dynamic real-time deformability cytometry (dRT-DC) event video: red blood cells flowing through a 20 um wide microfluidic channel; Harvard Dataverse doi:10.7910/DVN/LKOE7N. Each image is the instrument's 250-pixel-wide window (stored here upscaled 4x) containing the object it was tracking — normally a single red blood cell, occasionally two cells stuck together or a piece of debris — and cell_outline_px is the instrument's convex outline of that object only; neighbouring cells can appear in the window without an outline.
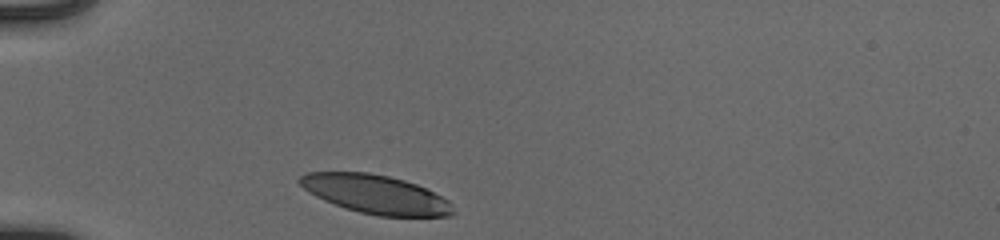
{"species": "human", "species_latin": "Homo sapiens", "temperature_condition": "cold", "stored_images_in_passage": 30, "camera_frame_rate_fps": 3000, "um_per_image_px": 0.085, "donor": {"sex": "male"}, "frame": {"image": 1, "passage_image": 1, "time_ms": 0.0, "image_size_px": [1000, 240], "cell_outline_px": [[456, 212], [452, 216], [376, 216], [344, 208], [324, 200], [308, 192], [296, 180], [304, 172], [368, 172], [388, 176], [404, 180], [416, 184], [448, 200], [452, 204]], "centroid_in_image_um": [31.91, 16.51], "position_along_channel_um": 53.1, "area_um2": 34.62}}
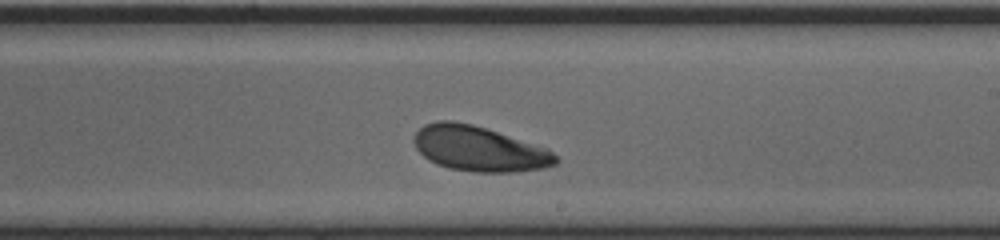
{"frame": {"image": 2, "passage_image": 18, "time_ms": 5.667, "image_size_px": [1000, 240], "cell_outline_px": [[560, 160], [556, 164], [544, 168], [512, 172], [472, 172], [448, 168], [436, 164], [428, 160], [416, 148], [412, 140], [416, 132], [424, 124], [436, 120], [452, 120], [472, 124], [548, 148]], "centroid_in_image_um": [40.7, 12.64], "position_along_channel_um": 248.3, "area_um2": 37.4}}
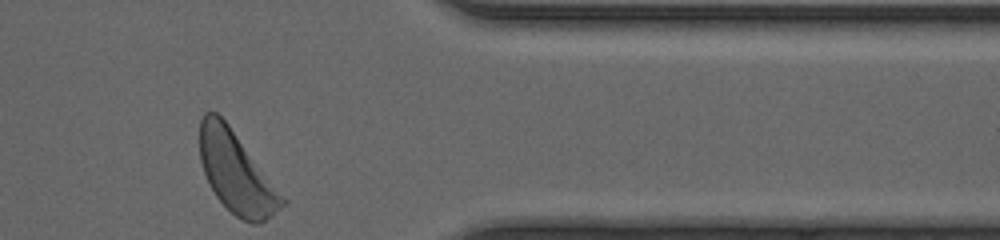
{"frame": {"image": 3, "passage_image": 30, "time_ms": 9.667, "image_size_px": [1000, 240], "cell_outline_px": [[288, 200], [272, 216], [260, 224], [252, 224], [236, 216], [216, 196], [204, 172], [200, 160], [200, 120], [204, 112], [216, 112], [228, 124]], "centroid_in_image_um": [20.11, 14.68], "position_along_channel_um": 391.3, "area_um2": 38.49}, "authors_computed_cell_mechanics": {"area_um2": 36.9342, "velocity_mm_per_s": 3.8618, "shape_relaxation_time_tau1_ms": 2.519, "shape_relaxation_time_tau2_ms": null, "deformation_change_tau1": 0.1419, "deformation_change_tau2": null}}